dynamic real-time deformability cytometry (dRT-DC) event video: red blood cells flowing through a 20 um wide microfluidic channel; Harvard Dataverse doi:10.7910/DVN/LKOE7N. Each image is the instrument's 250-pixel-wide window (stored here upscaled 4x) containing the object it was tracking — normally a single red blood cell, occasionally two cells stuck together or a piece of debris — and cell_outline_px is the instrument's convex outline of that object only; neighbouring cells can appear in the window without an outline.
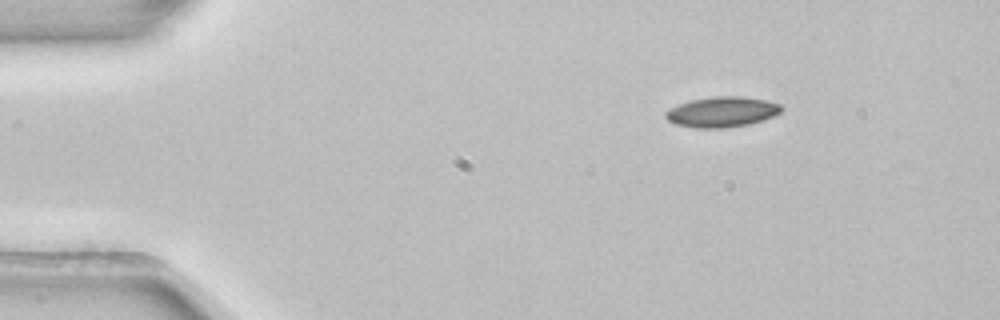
{"species": "common noctule bat (a hibernating species)", "species_latin": "Nyctalus noctula", "temperature_condition": "room temperature", "stored_images_in_passage": 3, "camera_frame_rate_fps": 3000, "um_per_image_px": 0.085, "animal": {"sex": "female", "body_mass_g": 22.7, "forearm_length_mm": 54.2}, "frame": {"image": 1, "passage_image": 1, "time_ms": 0.0, "image_size_px": [1000, 320], "cell_outline_px": [[784, 108], [780, 112], [764, 120], [748, 124], [724, 128], [696, 128], [676, 124], [668, 120], [664, 116], [664, 112], [668, 108], [692, 100], [716, 96], [740, 96], [764, 100], [780, 104]], "centroid_in_image_um": [61.35, 9.52], "position_along_channel_um": 23.7, "area_um2": 20.4}}